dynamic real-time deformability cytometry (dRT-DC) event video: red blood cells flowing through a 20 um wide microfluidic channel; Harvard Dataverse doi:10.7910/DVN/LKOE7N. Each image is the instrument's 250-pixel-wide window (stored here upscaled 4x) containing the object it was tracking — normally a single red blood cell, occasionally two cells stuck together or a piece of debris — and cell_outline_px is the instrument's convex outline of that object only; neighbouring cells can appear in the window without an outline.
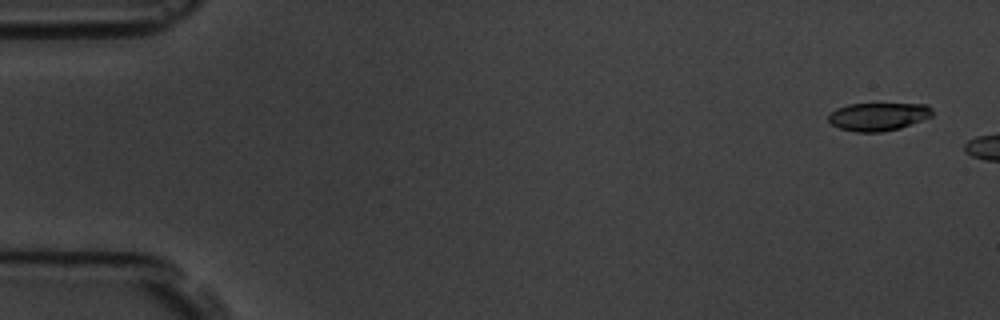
{"species": "common noctule bat (a hibernating species)", "species_latin": "Nyctalus noctula", "temperature_condition": "room temperature", "stored_images_in_passage": 3, "camera_frame_rate_fps": 3000, "um_per_image_px": 0.085, "animal": {"sex": "male", "body_mass_g": 19.5, "forearm_length_mm": 54.6}, "frame": {"image": 1, "passage_image": 1, "time_ms": 0.0, "image_size_px": [1000, 320], "cell_outline_px": [[932, 116], [900, 128], [880, 132], [856, 132], [840, 128], [832, 124], [828, 120], [828, 116], [836, 108], [848, 104], [928, 104], [932, 108]], "centroid_in_image_um": [74.65, 9.9], "position_along_channel_um": 10.4, "area_um2": 16.88}}